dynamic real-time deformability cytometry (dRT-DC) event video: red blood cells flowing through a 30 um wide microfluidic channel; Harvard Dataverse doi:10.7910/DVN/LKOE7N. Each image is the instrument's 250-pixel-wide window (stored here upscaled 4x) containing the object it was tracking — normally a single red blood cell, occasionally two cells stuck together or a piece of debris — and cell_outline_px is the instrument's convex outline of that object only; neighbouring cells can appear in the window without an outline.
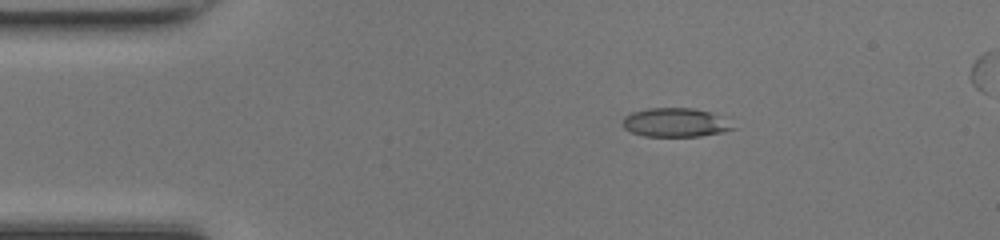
{"species": "common noctule bat (a hibernating species)", "species_latin": "Nyctalus noctula", "temperature_condition": "room temperature", "stored_images_in_passage": 43, "camera_frame_rate_fps": 3000, "um_per_image_px": 0.085, "animal": {"sex": "female", "body_mass_g": 17.0, "forearm_length_mm": 48.0}, "frame": {"image": 1, "passage_image": 3, "time_ms": 0.667, "image_size_px": [1000, 240], "cell_outline_px": [[736, 128], [724, 132], [700, 136], [644, 136], [632, 132], [624, 128], [624, 116], [632, 112], [648, 108], [692, 108], [712, 112]], "centroid_in_image_um": [57.39, 10.41], "position_along_channel_um": 27.6, "area_um2": 18.32}}
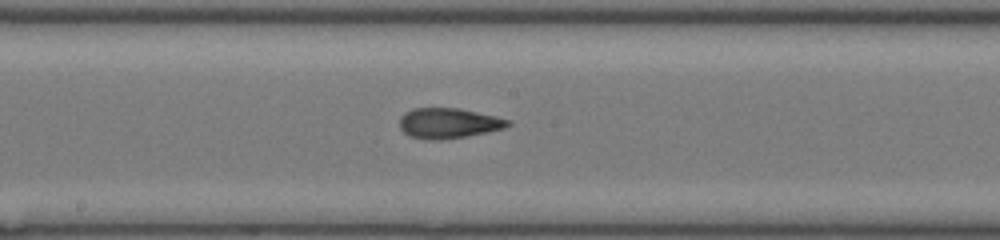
{"frame": {"image": 2, "passage_image": 20, "time_ms": 6.333, "image_size_px": [1000, 240], "cell_outline_px": [[512, 124], [504, 128], [488, 132], [468, 136], [440, 140], [428, 140], [408, 136], [400, 128], [400, 116], [404, 112], [412, 108], [456, 108], [496, 116], [512, 120]], "centroid_in_image_um": [38.12, 10.48], "position_along_channel_um": 210.1, "area_um2": 19.31}}
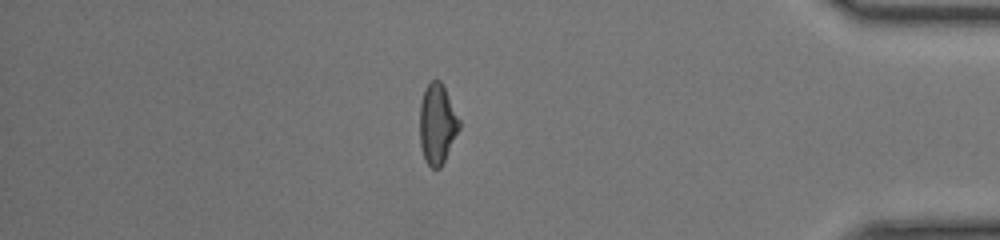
{"frame": {"image": 3, "passage_image": 36, "time_ms": 11.667, "image_size_px": [1000, 240], "cell_outline_px": [[460, 128], [440, 168], [432, 168], [424, 160], [420, 144], [420, 104], [424, 88], [432, 80], [440, 80], [460, 120]], "centroid_in_image_um": [37.15, 10.54], "position_along_channel_um": 398.1, "area_um2": 18.26}}